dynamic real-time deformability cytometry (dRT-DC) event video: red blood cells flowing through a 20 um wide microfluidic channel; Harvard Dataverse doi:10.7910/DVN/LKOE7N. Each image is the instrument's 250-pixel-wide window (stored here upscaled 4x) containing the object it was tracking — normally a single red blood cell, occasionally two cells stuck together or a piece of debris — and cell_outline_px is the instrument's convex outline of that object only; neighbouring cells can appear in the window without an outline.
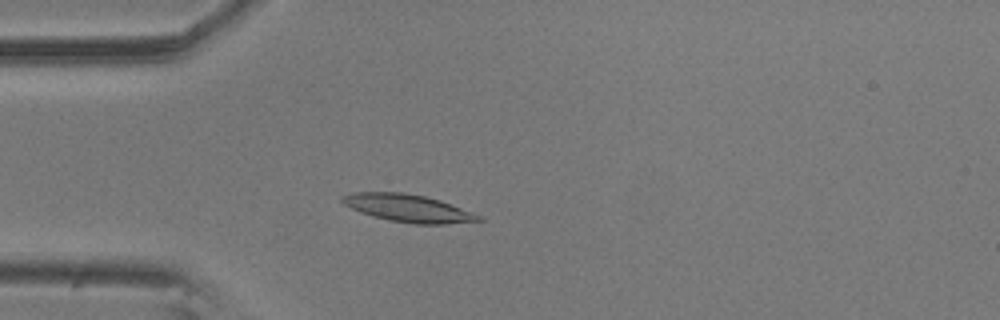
{"species": "common noctule bat (a hibernating species)", "species_latin": "Nyctalus noctula", "temperature_condition": "room temperature", "stored_images_in_passage": 58, "camera_frame_rate_fps": 3000, "um_per_image_px": 0.085, "animal": {"sex": "male", "body_mass_g": 20.5, "forearm_length_mm": 52.5}, "frame": {"image": 1, "passage_image": 15, "time_ms": 4.667, "image_size_px": [1000, 320], "cell_outline_px": [[484, 220], [444, 224], [416, 224], [388, 220], [372, 216], [360, 212], [344, 204], [340, 200], [340, 196], [352, 192], [404, 192], [424, 196], [440, 200], [484, 216]], "centroid_in_image_um": [34.69, 17.69], "position_along_channel_um": 50.3, "area_um2": 22.02}}
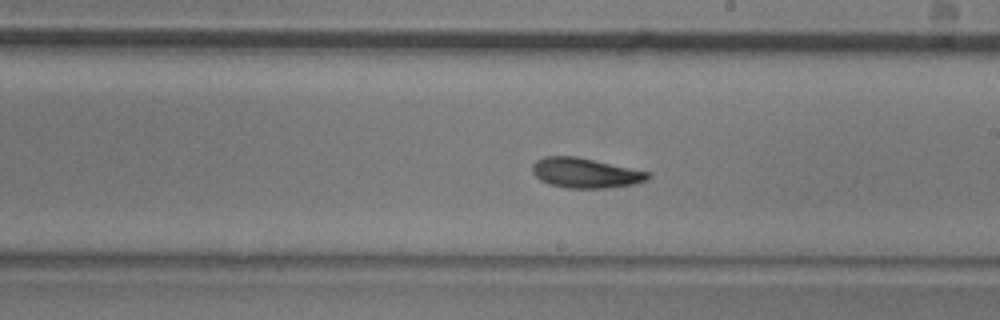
{"frame": {"image": 2, "passage_image": 32, "time_ms": 10.333, "image_size_px": [1000, 320], "cell_outline_px": [[652, 176], [648, 180], [632, 184], [604, 188], [568, 188], [548, 184], [540, 180], [532, 172], [532, 164], [536, 160], [544, 156], [576, 156], [652, 172]], "centroid_in_image_um": [49.77, 14.69], "position_along_channel_um": 239.2, "area_um2": 20.35}}
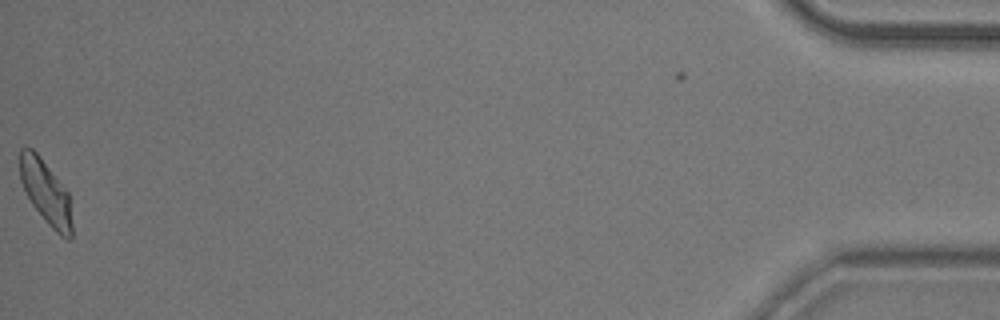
{"frame": {"image": 3, "passage_image": 57, "time_ms": 18.667, "image_size_px": [1000, 320], "cell_outline_px": [[72, 240], [68, 240], [60, 236], [48, 224], [32, 204], [20, 180], [20, 148], [24, 144], [32, 148], [40, 156], [68, 192], [72, 224]], "centroid_in_image_um": [3.89, 16.33], "position_along_channel_um": 431.3, "area_um2": 19.36}, "authors_computed_cell_mechanics": {"area_um2": 20.2011, "velocity_mm_per_s": 3.5026, "shape_relaxation_time_tau1_ms": 5.9015, "shape_relaxation_time_tau2_ms": 4.2077, "deformation_change_tau1": 0.1502, "deformation_change_tau2": 0.1036}}